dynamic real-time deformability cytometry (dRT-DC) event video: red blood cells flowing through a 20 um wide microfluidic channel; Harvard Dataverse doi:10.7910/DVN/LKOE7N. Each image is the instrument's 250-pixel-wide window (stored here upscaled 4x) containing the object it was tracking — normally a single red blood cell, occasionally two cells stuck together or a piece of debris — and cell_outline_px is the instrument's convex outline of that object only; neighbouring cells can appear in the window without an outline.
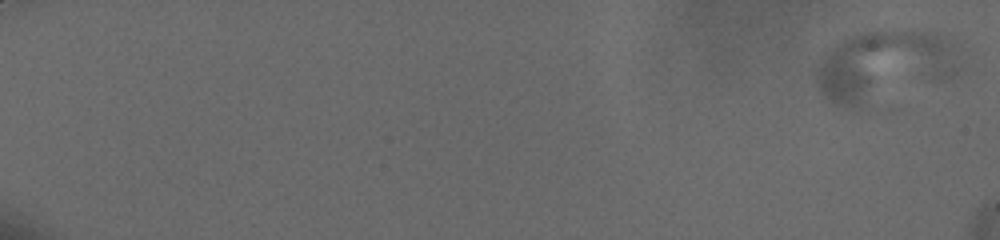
{"species": "human", "species_latin": "Homo sapiens", "temperature_condition": "cold", "stored_images_in_passage": 11, "camera_frame_rate_fps": 3000, "um_per_image_px": 0.085, "donor": {"sex": "male"}, "frame": {"image": 1, "passage_image": 1, "time_ms": 0.0, "image_size_px": [1000, 240], "cell_outline_px": [[960, 68], [948, 80], [860, 108], [844, 108], [832, 104], [820, 92], [812, 76], [812, 72], [816, 64], [832, 48], [844, 40], [852, 36], [868, 32], [908, 28], [912, 28], [936, 32], [956, 44]], "centroid_in_image_um": [75.17, 5.62], "position_along_channel_um": 9.8, "area_um2": 61.04}}
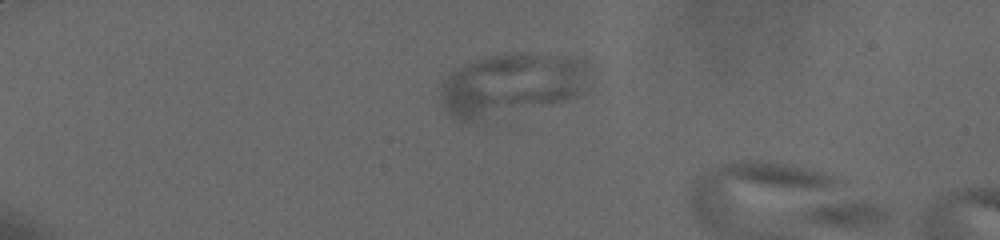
{"frame": {"image": 2, "passage_image": 10, "time_ms": 5.333, "image_size_px": [1000, 240], "cell_outline_px": [[592, 88], [580, 96], [552, 104], [480, 120], [456, 120], [448, 112], [440, 100], [440, 84], [452, 72], [464, 64], [484, 56], [516, 52], [524, 52], [572, 56], [588, 64]], "centroid_in_image_um": [43.57, 7.16], "position_along_channel_um": 41.4, "area_um2": 55.43}}